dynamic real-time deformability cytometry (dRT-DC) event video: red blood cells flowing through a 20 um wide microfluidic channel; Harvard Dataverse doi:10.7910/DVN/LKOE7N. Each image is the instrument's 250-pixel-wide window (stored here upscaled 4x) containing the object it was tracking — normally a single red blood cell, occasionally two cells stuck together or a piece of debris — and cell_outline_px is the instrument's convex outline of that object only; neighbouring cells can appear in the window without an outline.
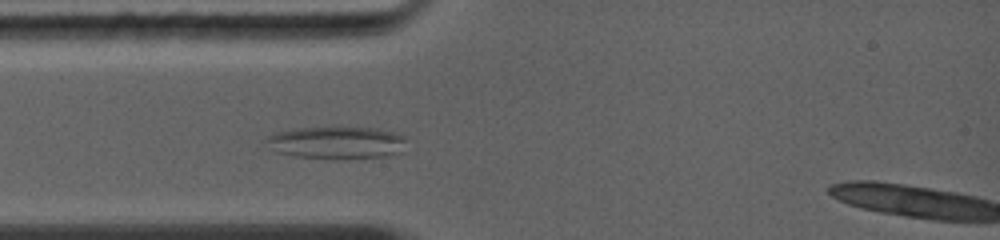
{"species": "common noctule bat (a hibernating species)", "species_latin": "Nyctalus noctula", "temperature_condition": "warm", "stored_images_in_passage": 27, "camera_frame_rate_fps": 5000, "um_per_image_px": 0.085, "animal": {"sex": "female", "body_mass_g": 19.0, "forearm_length_mm": 56.7}, "frame": {"image": 1, "passage_image": 7, "time_ms": 2.6, "image_size_px": [1000, 240], "cell_outline_px": [[408, 140], [404, 152], [396, 156], [348, 160], [336, 160], [292, 156], [276, 152], [264, 140], [268, 136], [276, 132], [296, 128], [336, 124], [376, 128], [396, 132], [404, 136]], "centroid_in_image_um": [28.72, 12.11], "position_along_channel_um": 56.3, "area_um2": 28.61}}
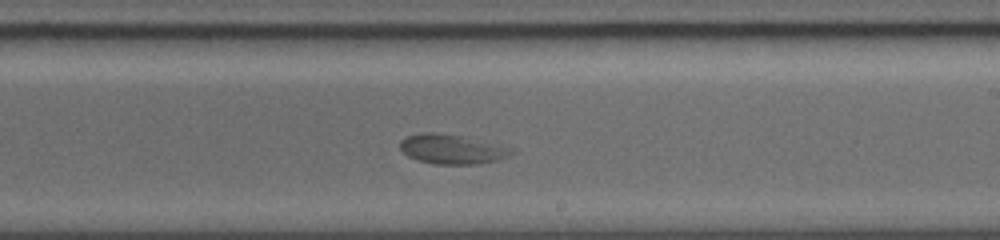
{"frame": {"image": 2, "passage_image": 17, "time_ms": 7.2, "image_size_px": [1000, 240], "cell_outline_px": [[516, 152], [508, 156], [496, 160], [476, 164], [436, 164], [416, 160], [408, 156], [400, 148], [400, 140], [408, 136], [420, 132], [436, 132], [460, 136]], "centroid_in_image_um": [38.25, 12.69], "position_along_channel_um": 250.7, "area_um2": 18.38}}
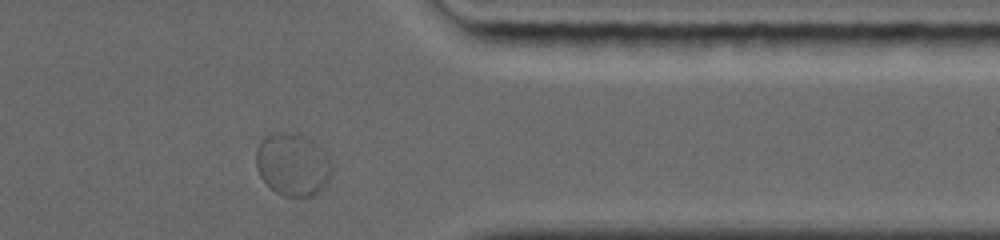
{"frame": {"image": 3, "passage_image": 25, "time_ms": 10.6, "image_size_px": [1000, 240], "cell_outline_px": [[332, 168], [328, 180], [324, 188], [312, 196], [284, 196], [276, 192], [260, 176], [256, 168], [256, 148], [264, 136], [276, 132], [296, 132], [304, 136], [328, 156]], "centroid_in_image_um": [24.85, 13.98], "position_along_channel_um": 386.6, "area_um2": 27.46}}